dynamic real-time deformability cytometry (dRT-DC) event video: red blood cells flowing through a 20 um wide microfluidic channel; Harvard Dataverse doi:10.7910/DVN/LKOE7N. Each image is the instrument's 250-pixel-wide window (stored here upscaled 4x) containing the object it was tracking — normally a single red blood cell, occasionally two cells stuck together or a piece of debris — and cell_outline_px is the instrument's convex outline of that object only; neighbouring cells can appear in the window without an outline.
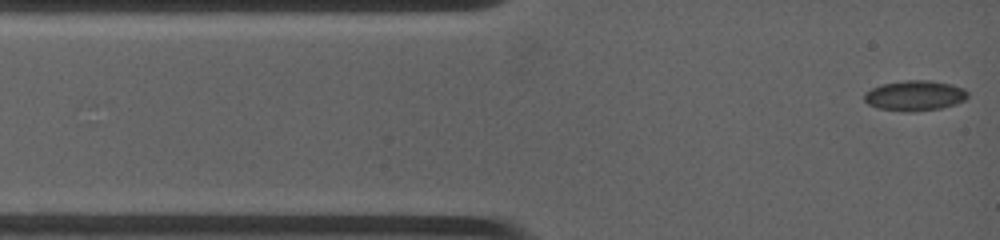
{"species": "common noctule bat (a hibernating species)", "species_latin": "Nyctalus noctula", "temperature_condition": "warm", "stored_images_in_passage": 27, "camera_frame_rate_fps": 4500, "um_per_image_px": 0.085, "animal": {"sex": "female", "body_mass_g": 19.0, "forearm_length_mm": 53.3}, "frame": {"image": 1, "passage_image": 1, "time_ms": 0.0, "image_size_px": [1000, 240], "cell_outline_px": [[968, 96], [964, 100], [940, 108], [880, 108], [868, 104], [864, 100], [864, 96], [872, 88], [884, 84], [908, 80], [928, 80], [948, 84], [964, 88], [968, 92]], "centroid_in_image_um": [77.79, 8.06], "position_along_channel_um": 7.2, "area_um2": 16.88}}
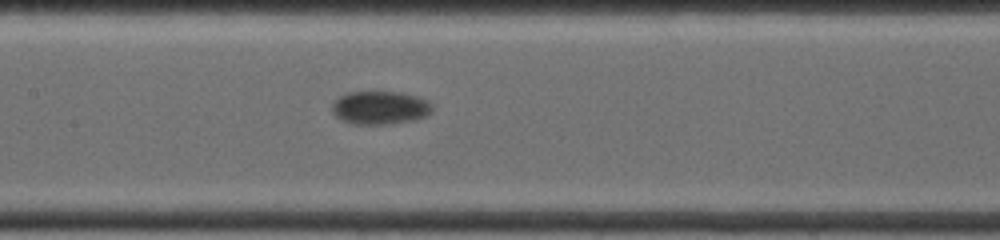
{"frame": {"image": 2, "passage_image": 12, "time_ms": 6.222, "image_size_px": [1000, 240], "cell_outline_px": [[432, 112], [428, 116], [416, 120], [392, 124], [352, 124], [336, 116], [332, 112], [332, 104], [340, 96], [348, 92], [400, 92], [416, 96], [432, 104]], "centroid_in_image_um": [32.33, 9.17], "position_along_channel_um": 175.1, "area_um2": 19.48}}
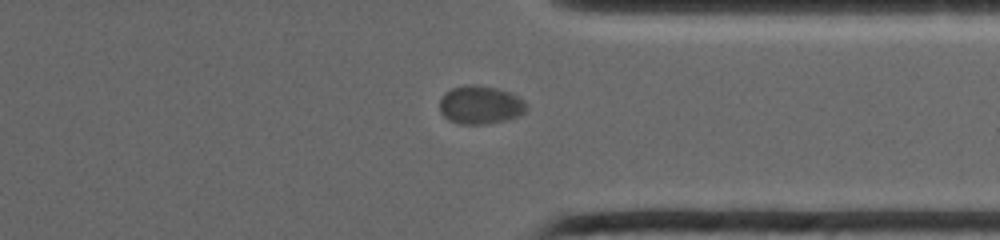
{"frame": {"image": 3, "passage_image": 22, "time_ms": 12.0, "image_size_px": [1000, 240], "cell_outline_px": [[528, 104], [524, 112], [508, 120], [484, 124], [460, 124], [448, 120], [440, 112], [440, 100], [444, 92], [452, 88], [464, 84], [476, 84], [496, 88], [508, 92], [524, 100]], "centroid_in_image_um": [40.8, 8.91], "position_along_channel_um": 370.6, "area_um2": 19.48}, "authors_computed_cell_mechanics": {"area_um2": 19.074, "velocity_mm_per_s": 3.4022, "shape_relaxation_time_tau1_ms": 0.3493, "shape_relaxation_time_tau2_ms": null, "deformation_change_tau1": 0.0398, "deformation_change_tau2": null}}